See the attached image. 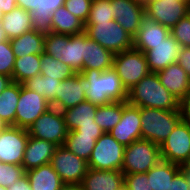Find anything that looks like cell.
<instances>
[{
	"label": "cell",
	"instance_id": "4316f807",
	"mask_svg": "<svg viewBox=\"0 0 190 190\" xmlns=\"http://www.w3.org/2000/svg\"><path fill=\"white\" fill-rule=\"evenodd\" d=\"M45 34L29 30L21 36L10 40V44L16 58L29 54L41 55L44 52Z\"/></svg>",
	"mask_w": 190,
	"mask_h": 190
},
{
	"label": "cell",
	"instance_id": "ffe728a7",
	"mask_svg": "<svg viewBox=\"0 0 190 190\" xmlns=\"http://www.w3.org/2000/svg\"><path fill=\"white\" fill-rule=\"evenodd\" d=\"M160 83L179 101L190 92V78L178 64H170L157 72Z\"/></svg>",
	"mask_w": 190,
	"mask_h": 190
},
{
	"label": "cell",
	"instance_id": "60d3db41",
	"mask_svg": "<svg viewBox=\"0 0 190 190\" xmlns=\"http://www.w3.org/2000/svg\"><path fill=\"white\" fill-rule=\"evenodd\" d=\"M92 0H65L64 7L84 24L90 14Z\"/></svg>",
	"mask_w": 190,
	"mask_h": 190
},
{
	"label": "cell",
	"instance_id": "681fc988",
	"mask_svg": "<svg viewBox=\"0 0 190 190\" xmlns=\"http://www.w3.org/2000/svg\"><path fill=\"white\" fill-rule=\"evenodd\" d=\"M16 7H17L16 0H0V11H2L3 14L11 12Z\"/></svg>",
	"mask_w": 190,
	"mask_h": 190
},
{
	"label": "cell",
	"instance_id": "11a10c76",
	"mask_svg": "<svg viewBox=\"0 0 190 190\" xmlns=\"http://www.w3.org/2000/svg\"><path fill=\"white\" fill-rule=\"evenodd\" d=\"M6 126V123L0 118V131H2Z\"/></svg>",
	"mask_w": 190,
	"mask_h": 190
},
{
	"label": "cell",
	"instance_id": "484cf974",
	"mask_svg": "<svg viewBox=\"0 0 190 190\" xmlns=\"http://www.w3.org/2000/svg\"><path fill=\"white\" fill-rule=\"evenodd\" d=\"M65 0H37V9L31 12L32 27L36 32H52V12L64 6Z\"/></svg>",
	"mask_w": 190,
	"mask_h": 190
},
{
	"label": "cell",
	"instance_id": "2e32d148",
	"mask_svg": "<svg viewBox=\"0 0 190 190\" xmlns=\"http://www.w3.org/2000/svg\"><path fill=\"white\" fill-rule=\"evenodd\" d=\"M109 133L124 146L142 139L140 108L123 101V111L120 121Z\"/></svg>",
	"mask_w": 190,
	"mask_h": 190
},
{
	"label": "cell",
	"instance_id": "816d5d0a",
	"mask_svg": "<svg viewBox=\"0 0 190 190\" xmlns=\"http://www.w3.org/2000/svg\"><path fill=\"white\" fill-rule=\"evenodd\" d=\"M60 190H83L81 184L64 183Z\"/></svg>",
	"mask_w": 190,
	"mask_h": 190
},
{
	"label": "cell",
	"instance_id": "6da1fadb",
	"mask_svg": "<svg viewBox=\"0 0 190 190\" xmlns=\"http://www.w3.org/2000/svg\"><path fill=\"white\" fill-rule=\"evenodd\" d=\"M80 74L86 82L87 101L97 106L115 101H127L128 91L113 68L103 72L83 70Z\"/></svg>",
	"mask_w": 190,
	"mask_h": 190
},
{
	"label": "cell",
	"instance_id": "8fae6325",
	"mask_svg": "<svg viewBox=\"0 0 190 190\" xmlns=\"http://www.w3.org/2000/svg\"><path fill=\"white\" fill-rule=\"evenodd\" d=\"M145 16L171 29L190 13V4L183 0H145Z\"/></svg>",
	"mask_w": 190,
	"mask_h": 190
},
{
	"label": "cell",
	"instance_id": "f6af8a7d",
	"mask_svg": "<svg viewBox=\"0 0 190 190\" xmlns=\"http://www.w3.org/2000/svg\"><path fill=\"white\" fill-rule=\"evenodd\" d=\"M177 63L185 70L190 78V47H181Z\"/></svg>",
	"mask_w": 190,
	"mask_h": 190
},
{
	"label": "cell",
	"instance_id": "ee69618b",
	"mask_svg": "<svg viewBox=\"0 0 190 190\" xmlns=\"http://www.w3.org/2000/svg\"><path fill=\"white\" fill-rule=\"evenodd\" d=\"M69 132H79L82 135L87 136H101L104 131L100 128V126L94 121L93 124L81 125L76 128L74 131Z\"/></svg>",
	"mask_w": 190,
	"mask_h": 190
},
{
	"label": "cell",
	"instance_id": "f546056e",
	"mask_svg": "<svg viewBox=\"0 0 190 190\" xmlns=\"http://www.w3.org/2000/svg\"><path fill=\"white\" fill-rule=\"evenodd\" d=\"M85 24L71 14L64 6L52 12V32L56 34H79L84 32Z\"/></svg>",
	"mask_w": 190,
	"mask_h": 190
},
{
	"label": "cell",
	"instance_id": "8d00e7d4",
	"mask_svg": "<svg viewBox=\"0 0 190 190\" xmlns=\"http://www.w3.org/2000/svg\"><path fill=\"white\" fill-rule=\"evenodd\" d=\"M115 20L110 0H92L90 14L85 24L109 22Z\"/></svg>",
	"mask_w": 190,
	"mask_h": 190
},
{
	"label": "cell",
	"instance_id": "52a82bcc",
	"mask_svg": "<svg viewBox=\"0 0 190 190\" xmlns=\"http://www.w3.org/2000/svg\"><path fill=\"white\" fill-rule=\"evenodd\" d=\"M113 69L127 91L150 73L144 53L135 48L114 54Z\"/></svg>",
	"mask_w": 190,
	"mask_h": 190
},
{
	"label": "cell",
	"instance_id": "d6a6232c",
	"mask_svg": "<svg viewBox=\"0 0 190 190\" xmlns=\"http://www.w3.org/2000/svg\"><path fill=\"white\" fill-rule=\"evenodd\" d=\"M60 80L48 78L41 74L33 76L28 79L23 85L29 90H33L36 93L42 95L51 107L56 106V94L58 93Z\"/></svg>",
	"mask_w": 190,
	"mask_h": 190
},
{
	"label": "cell",
	"instance_id": "9f6ffc18",
	"mask_svg": "<svg viewBox=\"0 0 190 190\" xmlns=\"http://www.w3.org/2000/svg\"><path fill=\"white\" fill-rule=\"evenodd\" d=\"M118 190H128L125 186H122L120 189Z\"/></svg>",
	"mask_w": 190,
	"mask_h": 190
},
{
	"label": "cell",
	"instance_id": "e0dca14e",
	"mask_svg": "<svg viewBox=\"0 0 190 190\" xmlns=\"http://www.w3.org/2000/svg\"><path fill=\"white\" fill-rule=\"evenodd\" d=\"M181 46L169 34L164 41L152 45V49L144 52L150 72L157 73L170 64L177 63Z\"/></svg>",
	"mask_w": 190,
	"mask_h": 190
},
{
	"label": "cell",
	"instance_id": "d4e9b609",
	"mask_svg": "<svg viewBox=\"0 0 190 190\" xmlns=\"http://www.w3.org/2000/svg\"><path fill=\"white\" fill-rule=\"evenodd\" d=\"M1 24L9 40L17 38L33 29L31 12L20 7H16L11 12L4 14Z\"/></svg>",
	"mask_w": 190,
	"mask_h": 190
},
{
	"label": "cell",
	"instance_id": "ac0fdd59",
	"mask_svg": "<svg viewBox=\"0 0 190 190\" xmlns=\"http://www.w3.org/2000/svg\"><path fill=\"white\" fill-rule=\"evenodd\" d=\"M86 100V82L80 73L66 78L59 84L54 108L63 111Z\"/></svg>",
	"mask_w": 190,
	"mask_h": 190
},
{
	"label": "cell",
	"instance_id": "3957f363",
	"mask_svg": "<svg viewBox=\"0 0 190 190\" xmlns=\"http://www.w3.org/2000/svg\"><path fill=\"white\" fill-rule=\"evenodd\" d=\"M44 53L81 73L84 70V32L73 35L45 34Z\"/></svg>",
	"mask_w": 190,
	"mask_h": 190
},
{
	"label": "cell",
	"instance_id": "7a4b0ae2",
	"mask_svg": "<svg viewBox=\"0 0 190 190\" xmlns=\"http://www.w3.org/2000/svg\"><path fill=\"white\" fill-rule=\"evenodd\" d=\"M127 102L139 108L179 110V100L161 83L158 74L150 72L129 91Z\"/></svg>",
	"mask_w": 190,
	"mask_h": 190
},
{
	"label": "cell",
	"instance_id": "cb8c5ba5",
	"mask_svg": "<svg viewBox=\"0 0 190 190\" xmlns=\"http://www.w3.org/2000/svg\"><path fill=\"white\" fill-rule=\"evenodd\" d=\"M25 174L32 190H60L64 184L50 163L27 170Z\"/></svg>",
	"mask_w": 190,
	"mask_h": 190
},
{
	"label": "cell",
	"instance_id": "7c38bea8",
	"mask_svg": "<svg viewBox=\"0 0 190 190\" xmlns=\"http://www.w3.org/2000/svg\"><path fill=\"white\" fill-rule=\"evenodd\" d=\"M63 183L81 184L88 170L87 161L69 151L65 146H57L50 161Z\"/></svg>",
	"mask_w": 190,
	"mask_h": 190
},
{
	"label": "cell",
	"instance_id": "b9f144b4",
	"mask_svg": "<svg viewBox=\"0 0 190 190\" xmlns=\"http://www.w3.org/2000/svg\"><path fill=\"white\" fill-rule=\"evenodd\" d=\"M124 186L128 190H152L147 173L125 174Z\"/></svg>",
	"mask_w": 190,
	"mask_h": 190
},
{
	"label": "cell",
	"instance_id": "f1b7e54d",
	"mask_svg": "<svg viewBox=\"0 0 190 190\" xmlns=\"http://www.w3.org/2000/svg\"><path fill=\"white\" fill-rule=\"evenodd\" d=\"M183 167L168 161L160 160L154 167L147 171L152 190H167L174 176Z\"/></svg>",
	"mask_w": 190,
	"mask_h": 190
},
{
	"label": "cell",
	"instance_id": "d6986e66",
	"mask_svg": "<svg viewBox=\"0 0 190 190\" xmlns=\"http://www.w3.org/2000/svg\"><path fill=\"white\" fill-rule=\"evenodd\" d=\"M81 186L83 190H118L124 186V174L119 170L88 168Z\"/></svg>",
	"mask_w": 190,
	"mask_h": 190
},
{
	"label": "cell",
	"instance_id": "7bdbcfd3",
	"mask_svg": "<svg viewBox=\"0 0 190 190\" xmlns=\"http://www.w3.org/2000/svg\"><path fill=\"white\" fill-rule=\"evenodd\" d=\"M167 190H190V178L183 168L174 176Z\"/></svg>",
	"mask_w": 190,
	"mask_h": 190
},
{
	"label": "cell",
	"instance_id": "5b68a950",
	"mask_svg": "<svg viewBox=\"0 0 190 190\" xmlns=\"http://www.w3.org/2000/svg\"><path fill=\"white\" fill-rule=\"evenodd\" d=\"M161 160L160 145L139 139L125 146L122 173H147Z\"/></svg>",
	"mask_w": 190,
	"mask_h": 190
},
{
	"label": "cell",
	"instance_id": "db71d44e",
	"mask_svg": "<svg viewBox=\"0 0 190 190\" xmlns=\"http://www.w3.org/2000/svg\"><path fill=\"white\" fill-rule=\"evenodd\" d=\"M183 169L187 172L190 178V160L183 166Z\"/></svg>",
	"mask_w": 190,
	"mask_h": 190
},
{
	"label": "cell",
	"instance_id": "9a60e30c",
	"mask_svg": "<svg viewBox=\"0 0 190 190\" xmlns=\"http://www.w3.org/2000/svg\"><path fill=\"white\" fill-rule=\"evenodd\" d=\"M115 21L132 37L136 35L145 17L142 0H110Z\"/></svg>",
	"mask_w": 190,
	"mask_h": 190
},
{
	"label": "cell",
	"instance_id": "836d02e7",
	"mask_svg": "<svg viewBox=\"0 0 190 190\" xmlns=\"http://www.w3.org/2000/svg\"><path fill=\"white\" fill-rule=\"evenodd\" d=\"M100 136H87L79 132H68L65 139V146L69 151L88 162L96 140Z\"/></svg>",
	"mask_w": 190,
	"mask_h": 190
},
{
	"label": "cell",
	"instance_id": "c3c4849f",
	"mask_svg": "<svg viewBox=\"0 0 190 190\" xmlns=\"http://www.w3.org/2000/svg\"><path fill=\"white\" fill-rule=\"evenodd\" d=\"M17 7L23 8L28 12H32L37 9V0H16Z\"/></svg>",
	"mask_w": 190,
	"mask_h": 190
},
{
	"label": "cell",
	"instance_id": "f5cc1de1",
	"mask_svg": "<svg viewBox=\"0 0 190 190\" xmlns=\"http://www.w3.org/2000/svg\"><path fill=\"white\" fill-rule=\"evenodd\" d=\"M9 41V38L5 32V30L2 27L1 21H0V42Z\"/></svg>",
	"mask_w": 190,
	"mask_h": 190
},
{
	"label": "cell",
	"instance_id": "f907efd6",
	"mask_svg": "<svg viewBox=\"0 0 190 190\" xmlns=\"http://www.w3.org/2000/svg\"><path fill=\"white\" fill-rule=\"evenodd\" d=\"M12 78L6 75L0 74V95L3 90L12 83Z\"/></svg>",
	"mask_w": 190,
	"mask_h": 190
},
{
	"label": "cell",
	"instance_id": "74e56055",
	"mask_svg": "<svg viewBox=\"0 0 190 190\" xmlns=\"http://www.w3.org/2000/svg\"><path fill=\"white\" fill-rule=\"evenodd\" d=\"M26 171L22 165L3 164L0 162V186L8 188L24 176Z\"/></svg>",
	"mask_w": 190,
	"mask_h": 190
},
{
	"label": "cell",
	"instance_id": "ab89813d",
	"mask_svg": "<svg viewBox=\"0 0 190 190\" xmlns=\"http://www.w3.org/2000/svg\"><path fill=\"white\" fill-rule=\"evenodd\" d=\"M170 34L181 47H190V13L170 29Z\"/></svg>",
	"mask_w": 190,
	"mask_h": 190
},
{
	"label": "cell",
	"instance_id": "1f68e13d",
	"mask_svg": "<svg viewBox=\"0 0 190 190\" xmlns=\"http://www.w3.org/2000/svg\"><path fill=\"white\" fill-rule=\"evenodd\" d=\"M41 72V55L29 54L24 57L15 58L12 72V81L23 84L33 76Z\"/></svg>",
	"mask_w": 190,
	"mask_h": 190
},
{
	"label": "cell",
	"instance_id": "9c48e42d",
	"mask_svg": "<svg viewBox=\"0 0 190 190\" xmlns=\"http://www.w3.org/2000/svg\"><path fill=\"white\" fill-rule=\"evenodd\" d=\"M29 136L62 146L68 136V129L62 111L50 107L27 129Z\"/></svg>",
	"mask_w": 190,
	"mask_h": 190
},
{
	"label": "cell",
	"instance_id": "30bf717a",
	"mask_svg": "<svg viewBox=\"0 0 190 190\" xmlns=\"http://www.w3.org/2000/svg\"><path fill=\"white\" fill-rule=\"evenodd\" d=\"M161 160L184 166L190 160V123L180 120L160 144Z\"/></svg>",
	"mask_w": 190,
	"mask_h": 190
},
{
	"label": "cell",
	"instance_id": "4dcf8cb0",
	"mask_svg": "<svg viewBox=\"0 0 190 190\" xmlns=\"http://www.w3.org/2000/svg\"><path fill=\"white\" fill-rule=\"evenodd\" d=\"M20 90L21 84L12 82L0 95V118L6 125L15 126V116Z\"/></svg>",
	"mask_w": 190,
	"mask_h": 190
},
{
	"label": "cell",
	"instance_id": "7402d4cb",
	"mask_svg": "<svg viewBox=\"0 0 190 190\" xmlns=\"http://www.w3.org/2000/svg\"><path fill=\"white\" fill-rule=\"evenodd\" d=\"M169 34V28L145 16L142 20L141 27L133 37V48L144 53L152 49V45L164 41Z\"/></svg>",
	"mask_w": 190,
	"mask_h": 190
},
{
	"label": "cell",
	"instance_id": "e575fe53",
	"mask_svg": "<svg viewBox=\"0 0 190 190\" xmlns=\"http://www.w3.org/2000/svg\"><path fill=\"white\" fill-rule=\"evenodd\" d=\"M123 111V101L97 107L94 121L104 132H109L119 121Z\"/></svg>",
	"mask_w": 190,
	"mask_h": 190
},
{
	"label": "cell",
	"instance_id": "7dc6e473",
	"mask_svg": "<svg viewBox=\"0 0 190 190\" xmlns=\"http://www.w3.org/2000/svg\"><path fill=\"white\" fill-rule=\"evenodd\" d=\"M7 190H32L28 177L25 174L19 180H17L13 185L7 188Z\"/></svg>",
	"mask_w": 190,
	"mask_h": 190
},
{
	"label": "cell",
	"instance_id": "6f0895ef",
	"mask_svg": "<svg viewBox=\"0 0 190 190\" xmlns=\"http://www.w3.org/2000/svg\"><path fill=\"white\" fill-rule=\"evenodd\" d=\"M3 12L2 11H0V21H1V19H2V17H3Z\"/></svg>",
	"mask_w": 190,
	"mask_h": 190
},
{
	"label": "cell",
	"instance_id": "680465c9",
	"mask_svg": "<svg viewBox=\"0 0 190 190\" xmlns=\"http://www.w3.org/2000/svg\"><path fill=\"white\" fill-rule=\"evenodd\" d=\"M0 190H7V188L0 186Z\"/></svg>",
	"mask_w": 190,
	"mask_h": 190
},
{
	"label": "cell",
	"instance_id": "603a6c76",
	"mask_svg": "<svg viewBox=\"0 0 190 190\" xmlns=\"http://www.w3.org/2000/svg\"><path fill=\"white\" fill-rule=\"evenodd\" d=\"M114 54L87 37L84 32V70H99L101 72L113 68Z\"/></svg>",
	"mask_w": 190,
	"mask_h": 190
},
{
	"label": "cell",
	"instance_id": "277c9868",
	"mask_svg": "<svg viewBox=\"0 0 190 190\" xmlns=\"http://www.w3.org/2000/svg\"><path fill=\"white\" fill-rule=\"evenodd\" d=\"M142 139L160 145L181 120L180 110L140 108Z\"/></svg>",
	"mask_w": 190,
	"mask_h": 190
},
{
	"label": "cell",
	"instance_id": "44dd1931",
	"mask_svg": "<svg viewBox=\"0 0 190 190\" xmlns=\"http://www.w3.org/2000/svg\"><path fill=\"white\" fill-rule=\"evenodd\" d=\"M56 148L57 145L50 141L29 136L22 161L24 170L27 171L50 163Z\"/></svg>",
	"mask_w": 190,
	"mask_h": 190
},
{
	"label": "cell",
	"instance_id": "4fadbf2b",
	"mask_svg": "<svg viewBox=\"0 0 190 190\" xmlns=\"http://www.w3.org/2000/svg\"><path fill=\"white\" fill-rule=\"evenodd\" d=\"M51 105L40 94L29 90L21 84L20 97L17 103L15 126L28 129L35 120L46 112Z\"/></svg>",
	"mask_w": 190,
	"mask_h": 190
},
{
	"label": "cell",
	"instance_id": "f35d334b",
	"mask_svg": "<svg viewBox=\"0 0 190 190\" xmlns=\"http://www.w3.org/2000/svg\"><path fill=\"white\" fill-rule=\"evenodd\" d=\"M15 55L12 50L10 40L0 42V74L12 78Z\"/></svg>",
	"mask_w": 190,
	"mask_h": 190
},
{
	"label": "cell",
	"instance_id": "bcb514c9",
	"mask_svg": "<svg viewBox=\"0 0 190 190\" xmlns=\"http://www.w3.org/2000/svg\"><path fill=\"white\" fill-rule=\"evenodd\" d=\"M181 120L190 123V92L179 102Z\"/></svg>",
	"mask_w": 190,
	"mask_h": 190
},
{
	"label": "cell",
	"instance_id": "5bb4252c",
	"mask_svg": "<svg viewBox=\"0 0 190 190\" xmlns=\"http://www.w3.org/2000/svg\"><path fill=\"white\" fill-rule=\"evenodd\" d=\"M28 139L29 134L26 129L7 125L0 131V162L22 165Z\"/></svg>",
	"mask_w": 190,
	"mask_h": 190
},
{
	"label": "cell",
	"instance_id": "ba28073f",
	"mask_svg": "<svg viewBox=\"0 0 190 190\" xmlns=\"http://www.w3.org/2000/svg\"><path fill=\"white\" fill-rule=\"evenodd\" d=\"M125 146L109 132H104L97 140L87 162L88 168L97 170L122 169Z\"/></svg>",
	"mask_w": 190,
	"mask_h": 190
},
{
	"label": "cell",
	"instance_id": "8992f818",
	"mask_svg": "<svg viewBox=\"0 0 190 190\" xmlns=\"http://www.w3.org/2000/svg\"><path fill=\"white\" fill-rule=\"evenodd\" d=\"M87 37L96 41L113 54L133 48V37L129 35L115 20L85 24Z\"/></svg>",
	"mask_w": 190,
	"mask_h": 190
},
{
	"label": "cell",
	"instance_id": "d590c367",
	"mask_svg": "<svg viewBox=\"0 0 190 190\" xmlns=\"http://www.w3.org/2000/svg\"><path fill=\"white\" fill-rule=\"evenodd\" d=\"M40 74L43 76H48V78L62 81L73 76L76 72L70 66L43 52L41 54Z\"/></svg>",
	"mask_w": 190,
	"mask_h": 190
},
{
	"label": "cell",
	"instance_id": "83f0119b",
	"mask_svg": "<svg viewBox=\"0 0 190 190\" xmlns=\"http://www.w3.org/2000/svg\"><path fill=\"white\" fill-rule=\"evenodd\" d=\"M97 105L85 100L75 107L63 110L68 131H74L81 125L93 124Z\"/></svg>",
	"mask_w": 190,
	"mask_h": 190
}]
</instances>
